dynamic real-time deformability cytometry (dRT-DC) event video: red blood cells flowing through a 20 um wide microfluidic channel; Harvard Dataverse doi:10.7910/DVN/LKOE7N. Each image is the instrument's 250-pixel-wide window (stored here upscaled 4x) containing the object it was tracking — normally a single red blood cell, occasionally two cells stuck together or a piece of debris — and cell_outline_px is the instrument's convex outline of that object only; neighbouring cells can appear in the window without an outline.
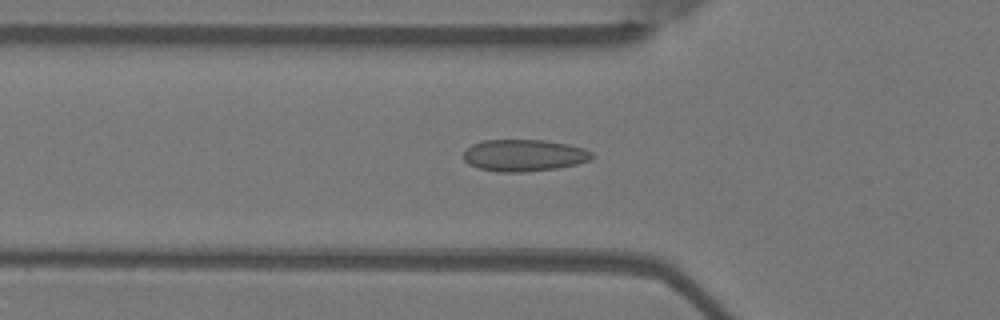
{"species": "Egyptian fruit bat (a non-hibernating species)", "species_latin": "Rousettus aegyptiacus", "temperature_condition": "warm", "stored_images_in_passage": 54, "camera_frame_rate_fps": 3000, "um_per_image_px": 0.085, "animal": {"sex": "female"}, "frame": {"image": 1, "passage_image": 18, "time_ms": 5.667, "image_size_px": [1000, 320], "cell_outline_px": [[592, 160], [576, 164], [556, 168], [524, 172], [496, 172], [480, 168], [468, 164], [464, 160], [464, 152], [472, 144], [484, 140], [544, 140], [568, 144], [584, 148], [592, 152]], "centroid_in_image_um": [44.55, 13.2], "position_along_channel_um": 81.3, "area_um2": 23.81}}
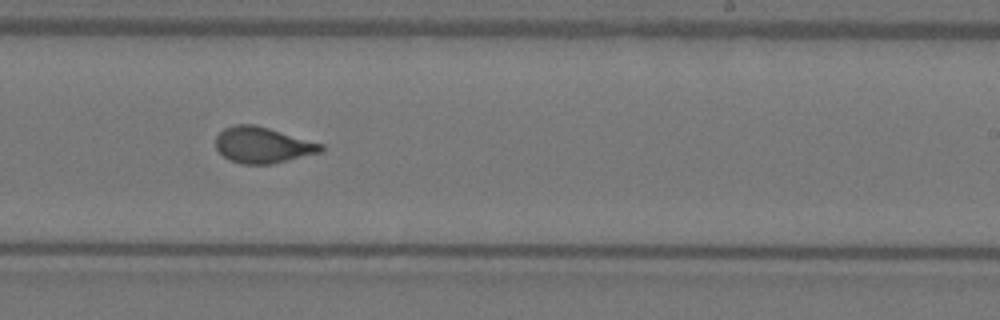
{"frame": {"image": 2, "passage_image": 33, "time_ms": 10.667, "image_size_px": [1000, 320], "cell_outline_px": [[324, 148], [320, 152], [272, 164], [244, 164], [228, 160], [216, 148], [216, 136], [224, 128], [232, 124], [256, 124], [324, 144]], "centroid_in_image_um": [22.31, 12.32], "position_along_channel_um": 266.7, "area_um2": 22.14}}
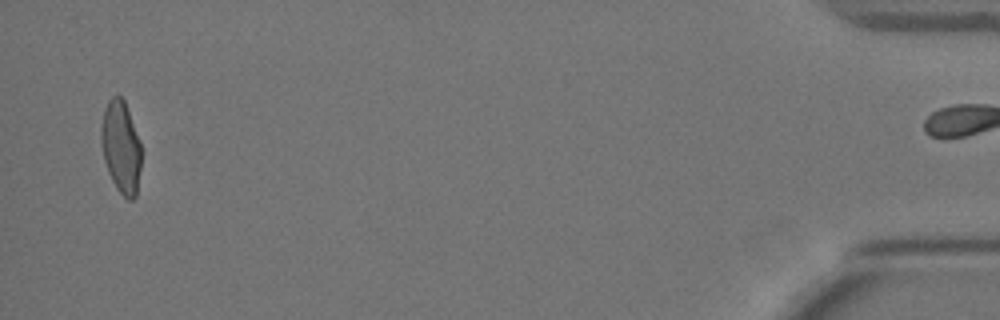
{"frame": {"image": 3, "passage_image": 53, "time_ms": 17.333, "image_size_px": [1000, 320], "cell_outline_px": [[140, 168], [136, 196], [132, 200], [128, 200], [116, 188], [108, 172], [104, 160], [100, 140], [100, 124], [104, 108], [108, 100], [112, 96], [120, 96], [124, 100], [140, 140]], "centroid_in_image_um": [10.26, 12.48], "position_along_channel_um": 424.9, "area_um2": 21.68}, "authors_computed_cell_mechanics": {"area_um2": 22.1952, "velocity_mm_per_s": 3.6971, "shape_relaxation_time_tau1_ms": 5.682, "shape_relaxation_time_tau2_ms": null, "deformation_change_tau1": 0.1696, "deformation_change_tau2": null}}